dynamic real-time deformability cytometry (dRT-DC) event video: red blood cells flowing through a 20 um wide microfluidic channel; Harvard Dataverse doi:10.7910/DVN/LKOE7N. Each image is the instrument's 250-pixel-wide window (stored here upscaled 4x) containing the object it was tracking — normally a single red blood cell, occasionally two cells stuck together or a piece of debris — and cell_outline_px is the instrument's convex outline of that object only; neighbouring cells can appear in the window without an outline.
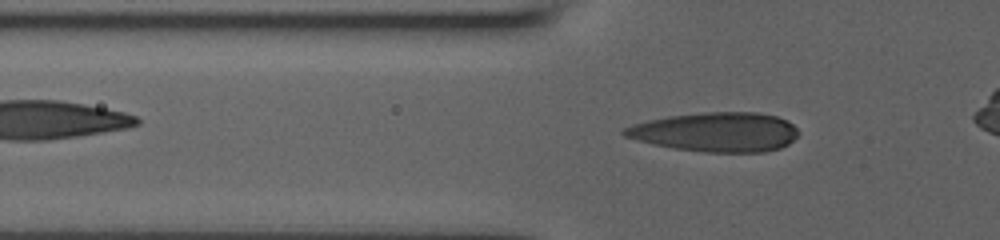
{"species": "human", "species_latin": "Homo sapiens", "temperature_condition": "room temperature", "stored_images_in_passage": 44, "camera_frame_rate_fps": 3000, "um_per_image_px": 0.085, "donor": {"sex": "male"}, "frame": {"image": 1, "passage_image": 14, "time_ms": 4.333, "image_size_px": [1000, 240], "cell_outline_px": [[800, 132], [788, 144], [780, 148], [764, 152], [704, 152], [672, 148], [652, 144], [636, 140], [624, 136], [620, 132], [624, 128], [632, 124], [648, 120], [668, 116], [704, 112], [756, 112], [776, 116], [788, 120]], "centroid_in_image_um": [60.84, 11.22], "position_along_channel_um": 65.0, "area_um2": 40.11}}
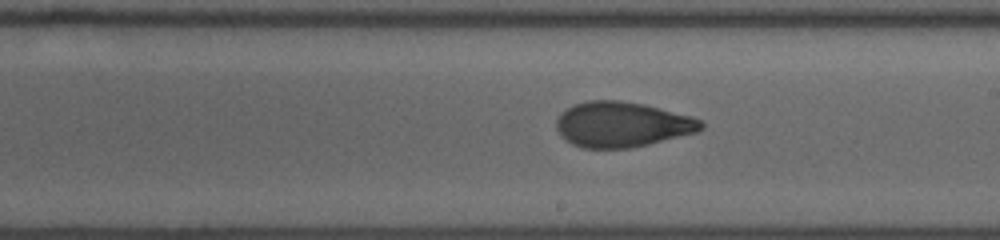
{"frame": {"image": 2, "passage_image": 27, "time_ms": 8.667, "image_size_px": [1000, 240], "cell_outline_px": [[704, 128], [696, 132], [648, 144], [628, 148], [584, 148], [572, 144], [556, 128], [556, 120], [568, 108], [576, 104], [588, 100], [616, 100], [644, 104], [692, 116], [700, 120], [704, 124]], "centroid_in_image_um": [52.9, 10.57], "position_along_channel_um": 236.1, "area_um2": 37.69}}
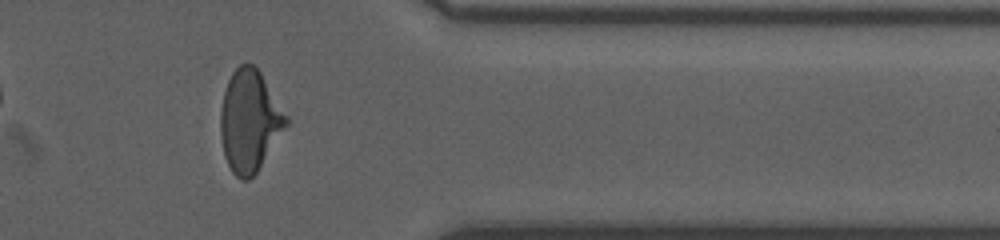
{"frame": {"image": 3, "passage_image": 39, "time_ms": 12.667, "image_size_px": [1000, 240], "cell_outline_px": [[288, 124], [256, 172], [248, 180], [240, 180], [232, 172], [224, 156], [220, 136], [220, 112], [224, 92], [228, 80], [232, 72], [240, 64], [252, 64], [260, 72], [288, 116]], "centroid_in_image_um": [21.2, 10.28], "position_along_channel_um": 390.2, "area_um2": 38.61}}